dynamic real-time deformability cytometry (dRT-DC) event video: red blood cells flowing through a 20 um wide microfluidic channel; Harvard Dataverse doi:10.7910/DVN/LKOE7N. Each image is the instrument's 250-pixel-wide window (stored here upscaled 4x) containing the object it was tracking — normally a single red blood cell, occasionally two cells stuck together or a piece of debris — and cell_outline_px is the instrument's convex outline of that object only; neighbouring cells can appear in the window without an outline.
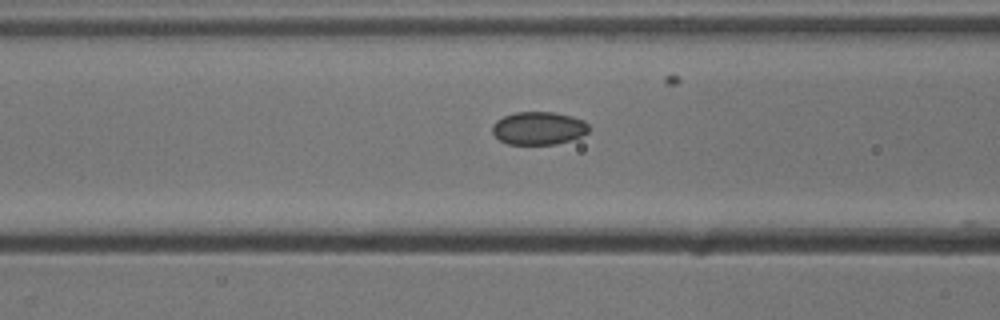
{"species": "common noctule bat (a hibernating species)", "species_latin": "Nyctalus noctula", "temperature_condition": "cold", "stored_images_in_passage": 17, "camera_frame_rate_fps": 3000, "um_per_image_px": 0.085, "animal": {"sex": "male", "body_mass_g": 13.3}, "frame": {"image": 1, "passage_image": 15, "time_ms": 4.667, "image_size_px": [1000, 320], "cell_outline_px": [[588, 132], [572, 140], [556, 144], [508, 144], [500, 140], [492, 132], [492, 124], [496, 120], [504, 116], [516, 112], [556, 112], [572, 116], [584, 120], [588, 124]], "centroid_in_image_um": [45.78, 10.89], "position_along_channel_um": 120.8, "area_um2": 18.61}}